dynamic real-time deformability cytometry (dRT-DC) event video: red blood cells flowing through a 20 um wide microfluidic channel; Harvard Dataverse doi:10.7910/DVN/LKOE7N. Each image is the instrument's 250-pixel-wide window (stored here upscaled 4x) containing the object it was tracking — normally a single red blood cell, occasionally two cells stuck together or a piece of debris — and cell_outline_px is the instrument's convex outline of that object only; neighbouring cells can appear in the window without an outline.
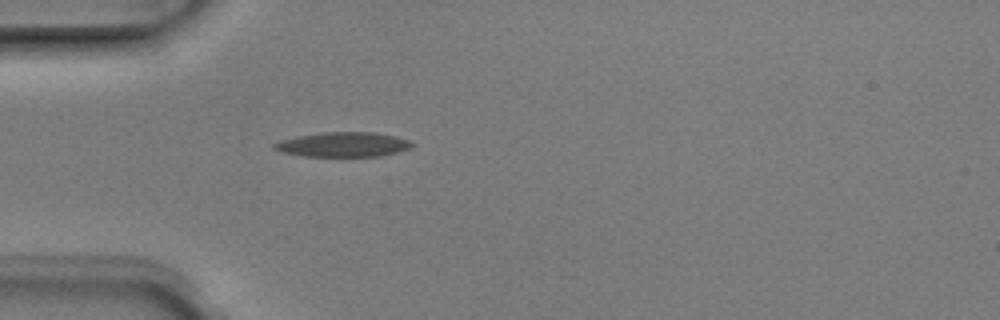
{"species": "Egyptian fruit bat (a non-hibernating species)", "species_latin": "Rousettus aegyptiacus", "temperature_condition": "room temperature", "stored_images_in_passage": 2, "camera_frame_rate_fps": 3000, "um_per_image_px": 0.085, "animal": {"sex": "male"}, "frame": {"image": 1, "passage_image": 2, "time_ms": 0.333, "image_size_px": [1000, 320], "cell_outline_px": [[416, 144], [412, 148], [380, 156], [304, 156], [284, 152], [272, 148], [272, 144], [280, 140], [300, 136], [324, 132], [376, 132], [396, 136], [408, 140]], "centroid_in_image_um": [29.21, 12.28], "position_along_channel_um": 55.8, "area_um2": 19.77}}